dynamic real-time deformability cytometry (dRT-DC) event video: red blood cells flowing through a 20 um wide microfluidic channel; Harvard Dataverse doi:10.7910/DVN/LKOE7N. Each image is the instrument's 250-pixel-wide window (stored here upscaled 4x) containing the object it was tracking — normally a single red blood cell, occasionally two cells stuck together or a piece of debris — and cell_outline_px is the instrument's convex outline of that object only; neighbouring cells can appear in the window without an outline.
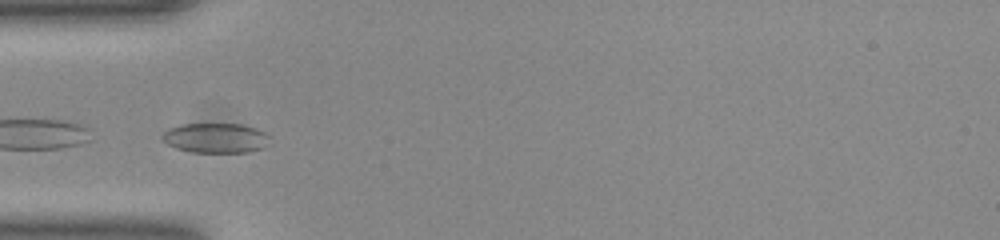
{"species": "common noctule bat (a hibernating species)", "species_latin": "Nyctalus noctula", "temperature_condition": "room temperature", "stored_images_in_passage": 36, "camera_frame_rate_fps": 3000, "um_per_image_px": 0.085, "animal": {"sex": "female", "body_mass_g": 23.0, "forearm_length_mm": 53.4}, "frame": {"image": 1, "passage_image": 1, "time_ms": 0.0, "image_size_px": [1000, 240], "cell_outline_px": [[268, 136], [260, 148], [248, 152], [192, 152], [176, 148], [168, 144], [160, 136], [168, 128], [180, 124], [240, 124], [256, 128], [264, 132]], "centroid_in_image_um": [18.24, 11.72], "position_along_channel_um": 66.8, "area_um2": 18.32}, "authors_computed_cell_mechanics": {"area_um2": 18.5249, "velocity_mm_per_s": 3.8816, "shape_relaxation_time_tau1_ms": null, "shape_relaxation_time_tau2_ms": 1.3416, "deformation_change_tau1": null, "deformation_change_tau2": 0.0528}}